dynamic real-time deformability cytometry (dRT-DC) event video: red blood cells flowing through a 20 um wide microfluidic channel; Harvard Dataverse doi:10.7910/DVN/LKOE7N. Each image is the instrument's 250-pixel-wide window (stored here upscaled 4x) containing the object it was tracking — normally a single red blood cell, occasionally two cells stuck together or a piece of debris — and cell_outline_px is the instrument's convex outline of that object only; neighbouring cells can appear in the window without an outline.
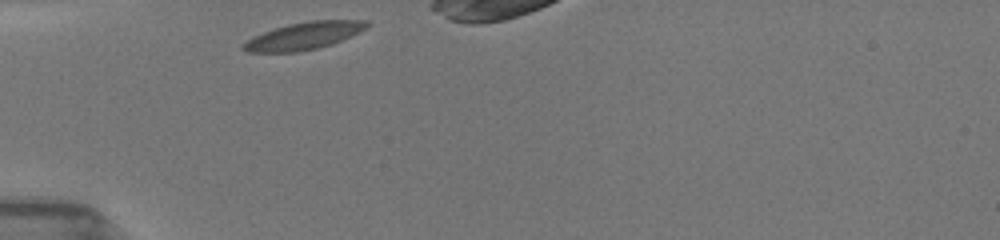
{"species": "common noctule bat (a hibernating species)", "species_latin": "Nyctalus noctula", "temperature_condition": "room temperature", "stored_images_in_passage": 32, "camera_frame_rate_fps": 3000, "um_per_image_px": 0.085, "animal": {"sex": "female", "body_mass_g": 19.5, "forearm_length_mm": 54.1}, "frame": {"image": 1, "passage_image": 1, "time_ms": 0.0, "image_size_px": [1000, 240], "cell_outline_px": [[368, 28], [332, 44], [316, 48], [296, 52], [248, 52], [240, 48], [240, 44], [252, 36], [288, 24], [308, 20], [364, 20], [368, 24]], "centroid_in_image_um": [25.78, 3.05], "position_along_channel_um": 59.2, "area_um2": 19.65}}
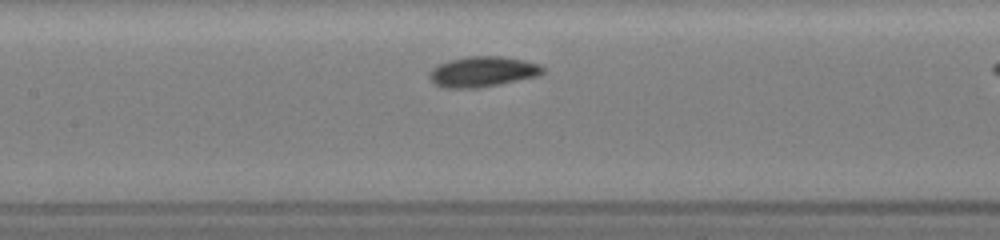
{"frame": {"image": 2, "passage_image": 11, "time_ms": 3.0, "image_size_px": [1000, 240], "cell_outline_px": [[544, 72], [540, 76], [500, 84], [476, 88], [440, 88], [432, 84], [428, 76], [428, 72], [432, 68], [448, 60], [468, 56], [504, 56], [524, 60], [540, 64], [544, 68]], "centroid_in_image_um": [41.0, 6.1], "position_along_channel_um": 166.4, "area_um2": 20.52}}
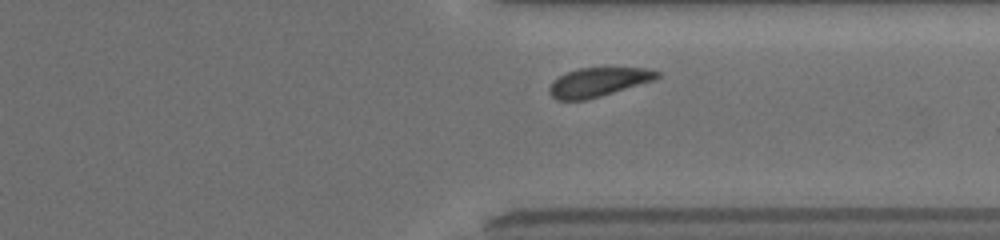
{"frame": {"image": 3, "passage_image": 28, "time_ms": 8.0, "image_size_px": [1000, 240], "cell_outline_px": [[660, 76], [656, 80], [600, 96], [584, 100], [556, 100], [548, 92], [548, 88], [552, 80], [568, 72], [580, 68], [644, 68], [660, 72]], "centroid_in_image_um": [50.84, 6.98], "position_along_channel_um": 360.6, "area_um2": 18.15}}